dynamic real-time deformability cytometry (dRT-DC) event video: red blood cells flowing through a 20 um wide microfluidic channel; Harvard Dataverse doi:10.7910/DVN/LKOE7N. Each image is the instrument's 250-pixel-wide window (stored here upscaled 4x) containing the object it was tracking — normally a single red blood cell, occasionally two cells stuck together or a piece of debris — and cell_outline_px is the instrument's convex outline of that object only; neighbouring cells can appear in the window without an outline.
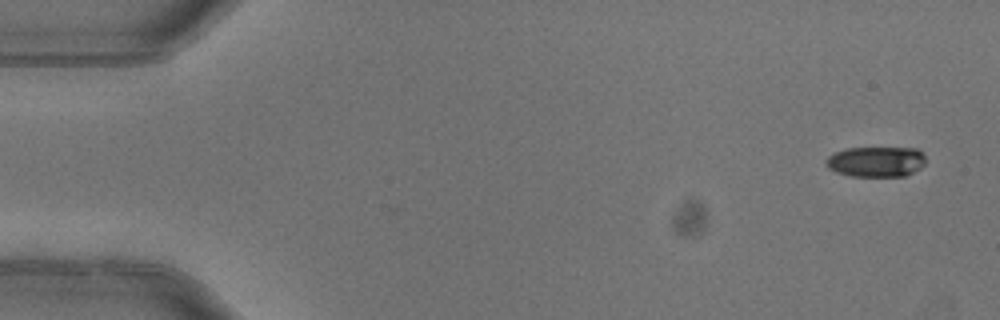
{"species": "common noctule bat (a hibernating species)", "species_latin": "Nyctalus noctula", "temperature_condition": "warm", "stored_images_in_passage": 3, "camera_frame_rate_fps": 3000, "um_per_image_px": 0.085, "animal": {"sex": "female"}, "frame": {"image": 1, "passage_image": 1, "time_ms": 0.0, "image_size_px": [1000, 320], "cell_outline_px": [[924, 164], [920, 168], [904, 176], [848, 176], [836, 172], [828, 168], [824, 160], [828, 156], [836, 152], [848, 148], [916, 148], [924, 156]], "centroid_in_image_um": [74.43, 13.74], "position_along_channel_um": 10.6, "area_um2": 17.57}}